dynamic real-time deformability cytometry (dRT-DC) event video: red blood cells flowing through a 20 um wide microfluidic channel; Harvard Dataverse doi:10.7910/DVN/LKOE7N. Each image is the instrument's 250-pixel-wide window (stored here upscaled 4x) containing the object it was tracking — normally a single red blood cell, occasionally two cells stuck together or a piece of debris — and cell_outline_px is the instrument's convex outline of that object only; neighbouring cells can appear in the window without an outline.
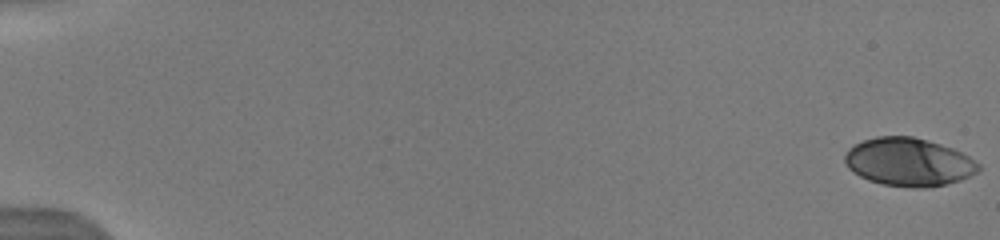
{"species": "human", "species_latin": "Homo sapiens", "temperature_condition": "warm", "stored_images_in_passage": 61, "camera_frame_rate_fps": 3000, "um_per_image_px": 0.085, "donor": {"sex": "male"}, "frame": {"image": 1, "passage_image": 1, "time_ms": 0.0, "image_size_px": [1000, 240], "cell_outline_px": [[980, 168], [976, 172], [960, 180], [944, 184], [924, 188], [912, 188], [884, 184], [868, 180], [860, 176], [848, 168], [844, 160], [844, 156], [848, 148], [852, 144], [876, 136], [912, 136], [928, 140], [952, 148], [968, 156], [980, 164]], "centroid_in_image_um": [77.2, 13.76], "position_along_channel_um": 7.8, "area_um2": 37.45}}
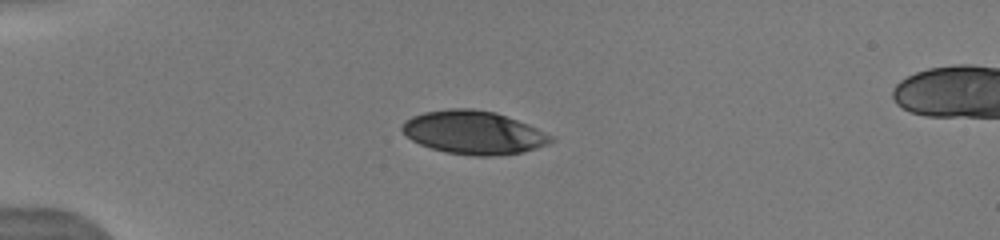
{"frame": {"image": 2, "passage_image": 16, "time_ms": 4.667, "image_size_px": [1000, 240], "cell_outline_px": [[556, 140], [548, 144], [524, 152], [496, 156], [476, 156], [448, 152], [432, 148], [420, 144], [412, 140], [400, 128], [404, 120], [412, 116], [424, 112], [448, 108], [472, 108], [496, 112], [528, 124], [556, 136]], "centroid_in_image_um": [40.3, 11.26], "position_along_channel_um": 44.7, "area_um2": 37.8}}
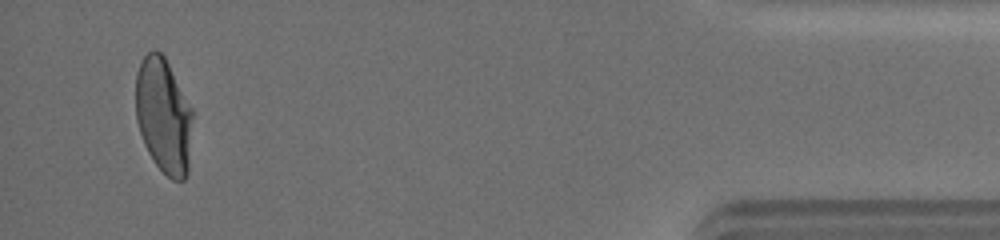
{"frame": {"image": 3, "passage_image": 59, "time_ms": 16.333, "image_size_px": [1000, 240], "cell_outline_px": [[192, 116], [188, 172], [184, 180], [172, 180], [152, 160], [144, 144], [136, 120], [136, 72], [144, 56], [152, 48], [156, 48], [164, 56], [192, 108]], "centroid_in_image_um": [13.89, 9.82], "position_along_channel_um": 421.3, "area_um2": 38.15}, "authors_computed_cell_mechanics": {"area_um2": 38.3792, "velocity_mm_per_s": 4.0551, "shape_relaxation_time_tau1_ms": 4.693, "shape_relaxation_time_tau2_ms": 0.9663, "deformation_change_tau1": 0.1855, "deformation_change_tau2": 0.0548}}